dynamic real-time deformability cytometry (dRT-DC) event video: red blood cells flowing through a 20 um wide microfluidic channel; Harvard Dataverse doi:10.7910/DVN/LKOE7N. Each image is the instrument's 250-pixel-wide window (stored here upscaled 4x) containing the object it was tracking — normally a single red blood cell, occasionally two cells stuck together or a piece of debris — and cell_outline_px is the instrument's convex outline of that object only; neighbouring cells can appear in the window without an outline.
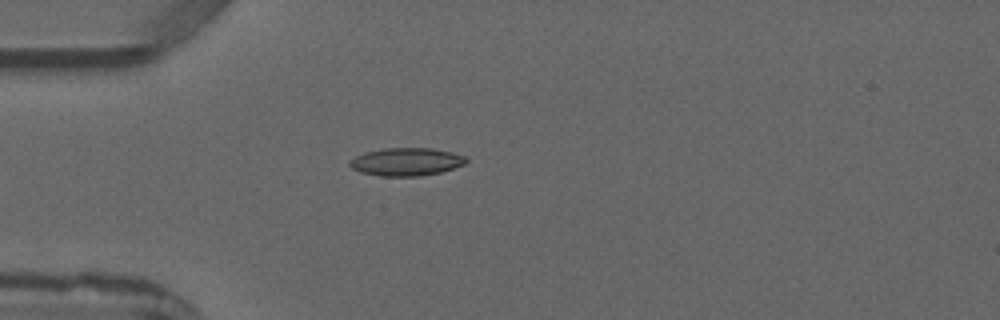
{"species": "common noctule bat (a hibernating species)", "species_latin": "Nyctalus noctula", "temperature_condition": "warm", "stored_images_in_passage": 3, "camera_frame_rate_fps": 3000, "um_per_image_px": 0.085, "animal": {"sex": "male", "forearm_length_mm": 52.5}, "frame": {"image": 1, "passage_image": 3, "time_ms": 2.333, "image_size_px": [1000, 320], "cell_outline_px": [[468, 160], [464, 164], [440, 172], [420, 176], [380, 176], [360, 172], [352, 168], [348, 164], [348, 160], [364, 152], [384, 148], [432, 148], [452, 152], [464, 156]], "centroid_in_image_um": [34.49, 13.75], "position_along_channel_um": 50.5, "area_um2": 18.96}}